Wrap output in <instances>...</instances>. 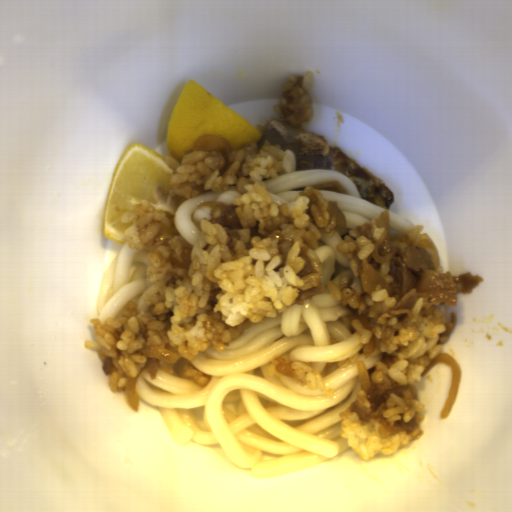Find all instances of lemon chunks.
Segmentation results:
<instances>
[{"label":"lemon chunks","instance_id":"obj_2","mask_svg":"<svg viewBox=\"0 0 512 512\" xmlns=\"http://www.w3.org/2000/svg\"><path fill=\"white\" fill-rule=\"evenodd\" d=\"M226 137L231 148L246 149L258 144L262 133L203 86L190 80L170 117L165 148L180 164L201 136Z\"/></svg>","mask_w":512,"mask_h":512},{"label":"lemon chunks","instance_id":"obj_1","mask_svg":"<svg viewBox=\"0 0 512 512\" xmlns=\"http://www.w3.org/2000/svg\"><path fill=\"white\" fill-rule=\"evenodd\" d=\"M171 168L165 157L143 144L127 147L118 161L110 186L103 217L105 239L130 243L125 235L122 216L139 202L165 210L173 227L179 206L189 197L170 191Z\"/></svg>","mask_w":512,"mask_h":512}]
</instances>
